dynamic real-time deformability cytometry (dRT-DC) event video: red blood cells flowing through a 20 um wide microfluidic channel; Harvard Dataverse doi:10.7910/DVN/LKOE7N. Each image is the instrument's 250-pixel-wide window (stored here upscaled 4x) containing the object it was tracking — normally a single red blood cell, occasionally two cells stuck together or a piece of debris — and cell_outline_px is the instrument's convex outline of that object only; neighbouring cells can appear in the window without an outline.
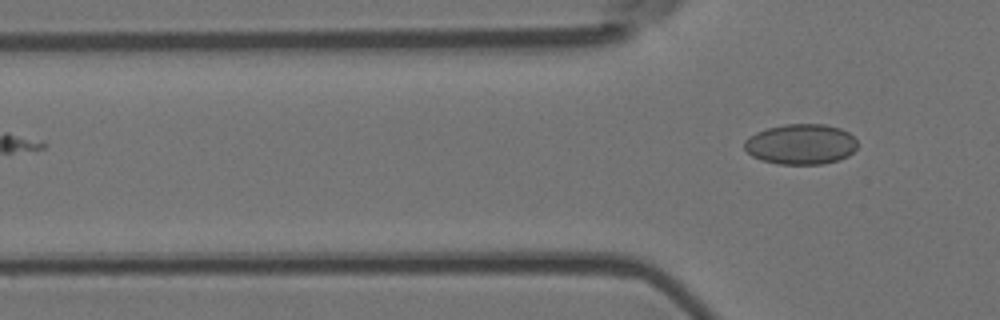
{"species": "Egyptian fruit bat (a non-hibernating species)", "species_latin": "Rousettus aegyptiacus", "temperature_condition": "room temperature", "stored_images_in_passage": 6, "camera_frame_rate_fps": 3000, "um_per_image_px": 0.085, "animal": {"sex": "female"}, "frame": {"image": 1, "passage_image": 6, "time_ms": 1.667, "image_size_px": [1000, 320], "cell_outline_px": [[856, 148], [848, 156], [824, 164], [780, 164], [760, 160], [752, 156], [744, 148], [744, 140], [748, 136], [756, 132], [768, 128], [784, 124], [824, 124], [840, 128], [848, 132], [856, 140]], "centroid_in_image_um": [68.04, 12.25], "position_along_channel_um": 57.8, "area_um2": 26.65}}